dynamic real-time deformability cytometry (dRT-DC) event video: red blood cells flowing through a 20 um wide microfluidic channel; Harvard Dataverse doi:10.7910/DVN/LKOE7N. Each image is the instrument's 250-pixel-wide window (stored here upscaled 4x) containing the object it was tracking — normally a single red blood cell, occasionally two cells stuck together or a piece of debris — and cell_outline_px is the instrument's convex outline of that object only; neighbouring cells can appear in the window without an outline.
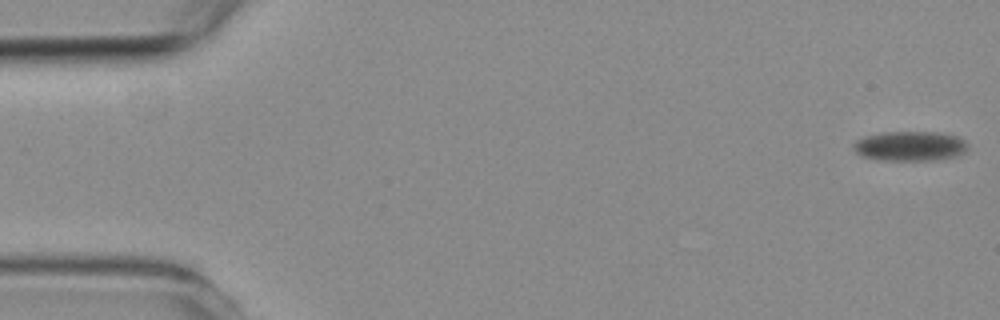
{"species": "common noctule bat (a hibernating species)", "species_latin": "Nyctalus noctula", "temperature_condition": "room temperature", "stored_images_in_passage": 3, "camera_frame_rate_fps": 3000, "um_per_image_px": 0.085, "animal": {"sex": "female", "body_mass_g": 19.3, "forearm_length_mm": 54.1}, "frame": {"image": 1, "passage_image": 1, "time_ms": 0.0, "image_size_px": [1000, 320], "cell_outline_px": [[968, 148], [960, 156], [940, 160], [876, 160], [860, 156], [852, 148], [852, 144], [856, 140], [864, 136], [884, 132], [936, 132], [956, 136], [964, 140], [968, 144]], "centroid_in_image_um": [77.34, 12.43], "position_along_channel_um": 7.7, "area_um2": 20.17}}